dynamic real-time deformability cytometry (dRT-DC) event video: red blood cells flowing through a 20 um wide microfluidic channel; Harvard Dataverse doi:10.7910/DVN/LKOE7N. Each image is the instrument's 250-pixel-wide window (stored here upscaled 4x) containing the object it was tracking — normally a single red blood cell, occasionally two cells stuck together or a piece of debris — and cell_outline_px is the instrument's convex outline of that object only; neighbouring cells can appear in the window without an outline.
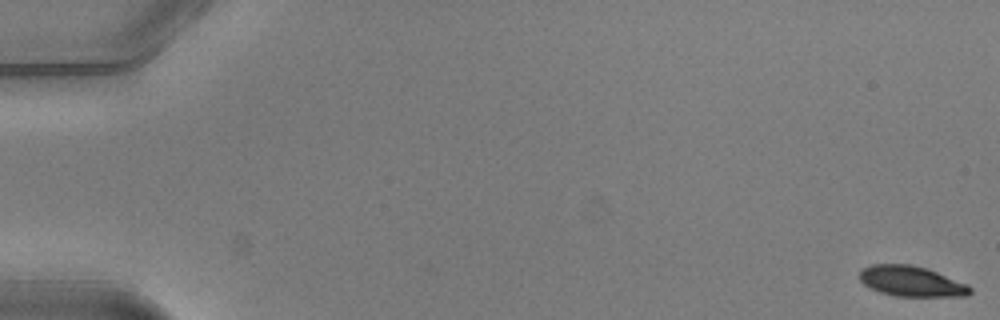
{"species": "common noctule bat (a hibernating species)", "species_latin": "Nyctalus noctula", "temperature_condition": "warm", "stored_images_in_passage": 21, "camera_frame_rate_fps": 3000, "um_per_image_px": 0.085, "animal": {"sex": "male", "body_mass_g": 20.5, "forearm_length_mm": 52.5}, "frame": {"image": 1, "passage_image": 1, "time_ms": 0.0, "image_size_px": [1000, 320], "cell_outline_px": [[972, 292], [968, 296], [896, 296], [880, 292], [864, 284], [860, 280], [860, 272], [864, 268], [872, 264], [912, 264], [928, 268], [968, 284], [972, 288]], "centroid_in_image_um": [77.52, 23.9], "position_along_channel_um": 7.5, "area_um2": 19.65}}
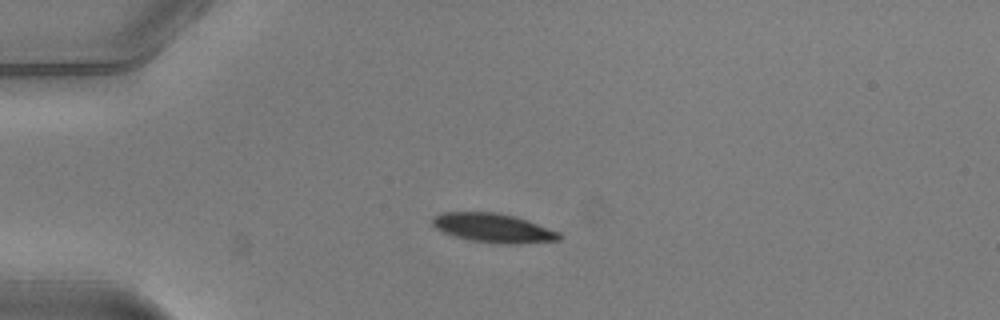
{"frame": {"image": 2, "passage_image": 14, "time_ms": 4.333, "image_size_px": [1000, 320], "cell_outline_px": [[564, 236], [560, 240], [520, 244], [500, 244], [472, 240], [456, 236], [444, 232], [436, 228], [432, 224], [432, 216], [440, 212], [496, 212], [516, 216], [528, 220], [560, 232]], "centroid_in_image_um": [41.97, 19.37], "position_along_channel_um": 43.0, "area_um2": 21.68}}
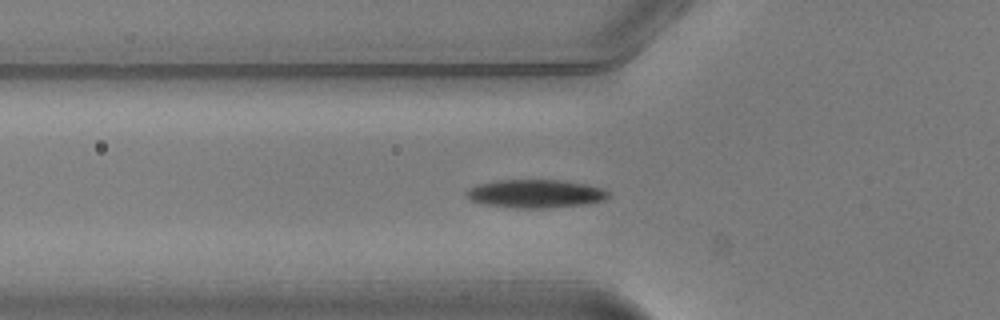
{"frame": {"image": 3, "passage_image": 19, "time_ms": 6.0, "image_size_px": [1000, 320], "cell_outline_px": [[612, 196], [604, 200], [588, 204], [544, 208], [516, 208], [488, 204], [472, 200], [464, 192], [468, 188], [476, 184], [496, 180], [564, 180], [584, 184], [600, 188], [608, 192]], "centroid_in_image_um": [45.53, 16.45], "position_along_channel_um": 80.3, "area_um2": 23.35}}